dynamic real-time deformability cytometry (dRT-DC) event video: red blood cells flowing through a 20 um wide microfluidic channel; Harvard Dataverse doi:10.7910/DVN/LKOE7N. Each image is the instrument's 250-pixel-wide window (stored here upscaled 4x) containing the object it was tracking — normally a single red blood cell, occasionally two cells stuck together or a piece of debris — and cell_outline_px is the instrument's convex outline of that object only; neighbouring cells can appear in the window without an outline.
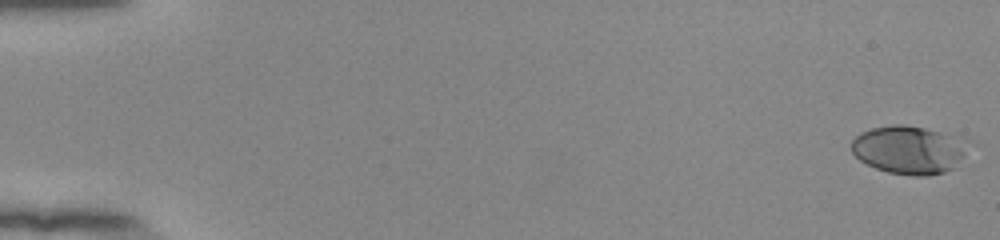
{"species": "human", "species_latin": "Homo sapiens", "temperature_condition": "room temperature", "stored_images_in_passage": 55, "camera_frame_rate_fps": 3000, "um_per_image_px": 0.085, "donor": {"sex": "female"}, "frame": {"image": 1, "passage_image": 1, "time_ms": 0.0, "image_size_px": [1000, 240], "cell_outline_px": [[968, 140], [964, 156], [952, 168], [944, 172], [928, 176], [912, 176], [888, 172], [876, 168], [860, 160], [852, 152], [848, 144], [860, 132], [872, 128], [892, 124], [904, 124], [924, 128], [960, 136]], "centroid_in_image_um": [77.24, 12.72], "position_along_channel_um": 7.8, "area_um2": 33.06}}
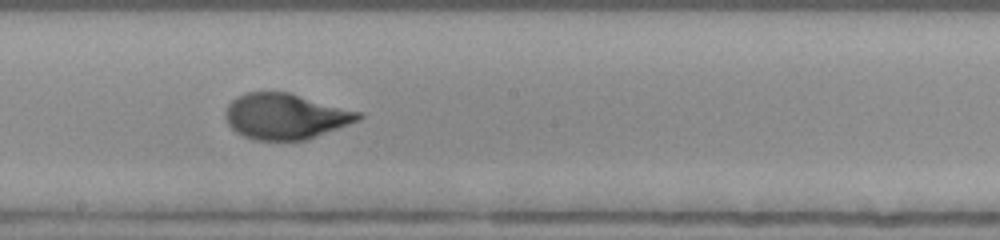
{"frame": {"image": 2, "passage_image": 32, "time_ms": 10.333, "image_size_px": [1000, 240], "cell_outline_px": [[364, 116], [360, 120], [308, 140], [252, 140], [236, 132], [228, 124], [224, 116], [224, 112], [228, 104], [236, 96], [244, 92], [288, 92], [364, 112]], "centroid_in_image_um": [24.29, 9.89], "position_along_channel_um": 223.9, "area_um2": 35.89}}
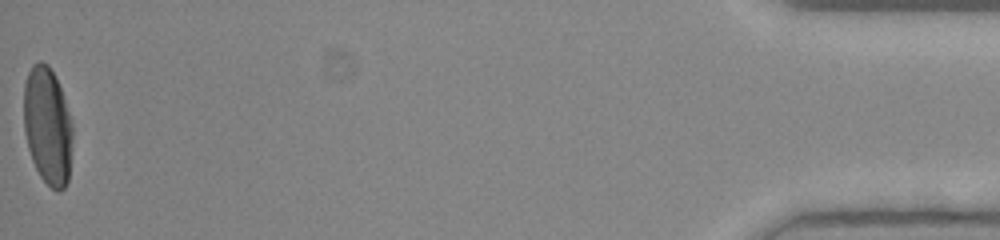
{"frame": {"image": 3, "passage_image": 55, "time_ms": 18.0, "image_size_px": [1000, 240], "cell_outline_px": [[72, 136], [68, 180], [64, 188], [60, 192], [56, 192], [40, 176], [32, 160], [28, 148], [24, 132], [24, 84], [28, 72], [32, 64], [40, 60], [48, 64], [56, 76], [72, 124]], "centroid_in_image_um": [4.03, 10.68], "position_along_channel_um": 431.2, "area_um2": 33.41}, "authors_computed_cell_mechanics": {"area_um2": 33.6396, "velocity_mm_per_s": 3.8764, "shape_relaxation_time_tau1_ms": 5.2452, "shape_relaxation_time_tau2_ms": null, "deformation_change_tau1": 0.2416, "deformation_change_tau2": null}}